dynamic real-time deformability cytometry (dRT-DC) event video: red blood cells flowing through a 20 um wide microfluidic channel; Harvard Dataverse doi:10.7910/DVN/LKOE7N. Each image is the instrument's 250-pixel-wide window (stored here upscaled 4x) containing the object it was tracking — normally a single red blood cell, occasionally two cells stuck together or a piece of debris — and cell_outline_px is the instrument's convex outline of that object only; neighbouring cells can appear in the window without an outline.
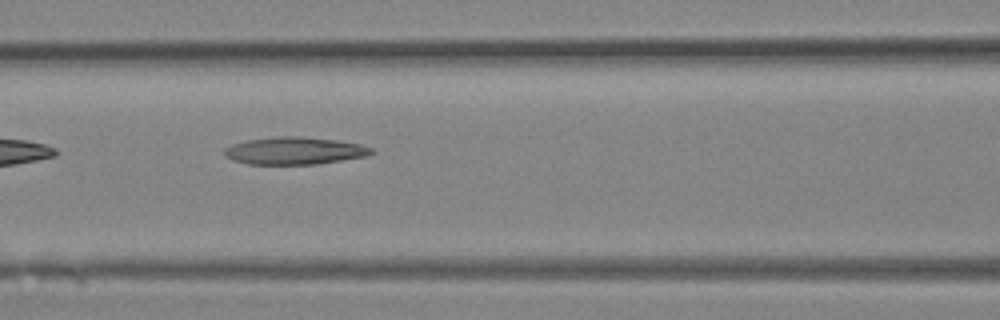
{"species": "Egyptian fruit bat (a non-hibernating species)", "species_latin": "Rousettus aegyptiacus", "temperature_condition": "room temperature", "stored_images_in_passage": 5, "camera_frame_rate_fps": 3000, "um_per_image_px": 0.085, "animal": {"sex": "female"}, "frame": {"image": 1, "passage_image": 4, "time_ms": 4.333, "image_size_px": [1000, 320], "cell_outline_px": [[376, 152], [368, 156], [316, 164], [248, 164], [232, 160], [224, 152], [224, 148], [232, 144], [248, 140], [280, 136], [300, 136], [336, 140], [360, 144], [372, 148]], "centroid_in_image_um": [25.07, 12.81], "position_along_channel_um": 141.5, "area_um2": 23.41}}